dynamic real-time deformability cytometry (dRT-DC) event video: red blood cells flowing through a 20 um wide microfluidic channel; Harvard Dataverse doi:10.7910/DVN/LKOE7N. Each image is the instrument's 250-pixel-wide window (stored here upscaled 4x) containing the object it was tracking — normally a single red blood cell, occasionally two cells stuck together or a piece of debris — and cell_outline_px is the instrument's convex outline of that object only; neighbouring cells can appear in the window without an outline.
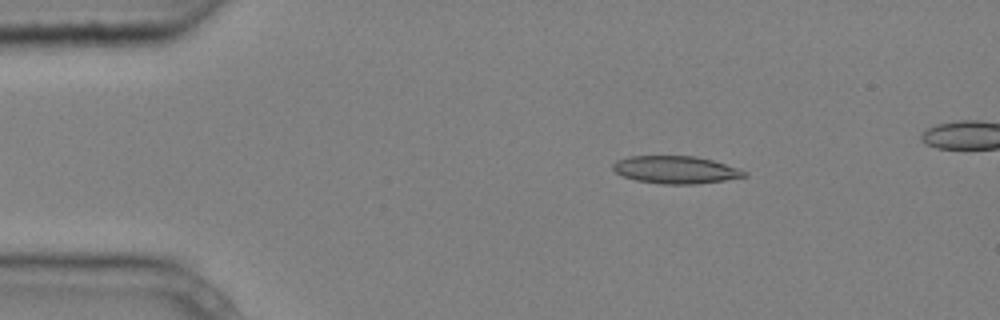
{"species": "common noctule bat (a hibernating species)", "species_latin": "Nyctalus noctula", "temperature_condition": "cold", "stored_images_in_passage": 7, "camera_frame_rate_fps": 3000, "um_per_image_px": 0.085, "animal": {"sex": "male", "body_mass_g": 20.4}, "frame": {"image": 1, "passage_image": 2, "time_ms": 0.333, "image_size_px": [1000, 320], "cell_outline_px": [[748, 176], [724, 180], [692, 184], [664, 184], [636, 180], [624, 176], [616, 172], [612, 168], [612, 164], [616, 160], [628, 156], [696, 156], [712, 160], [740, 168], [748, 172]], "centroid_in_image_um": [57.45, 14.42], "position_along_channel_um": 27.6, "area_um2": 21.1}}
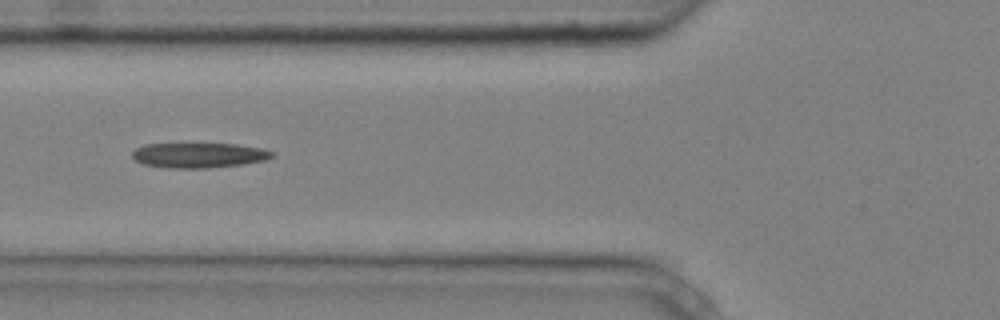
{"frame": {"image": 2, "passage_image": 5, "time_ms": 1.333, "image_size_px": [1000, 320], "cell_outline_px": [[276, 156], [264, 160], [244, 164], [208, 168], [168, 168], [144, 164], [136, 160], [132, 156], [132, 152], [136, 148], [144, 144], [236, 144], [260, 148], [276, 152]], "centroid_in_image_um": [16.93, 13.2], "position_along_channel_um": 108.9, "area_um2": 20.4}}